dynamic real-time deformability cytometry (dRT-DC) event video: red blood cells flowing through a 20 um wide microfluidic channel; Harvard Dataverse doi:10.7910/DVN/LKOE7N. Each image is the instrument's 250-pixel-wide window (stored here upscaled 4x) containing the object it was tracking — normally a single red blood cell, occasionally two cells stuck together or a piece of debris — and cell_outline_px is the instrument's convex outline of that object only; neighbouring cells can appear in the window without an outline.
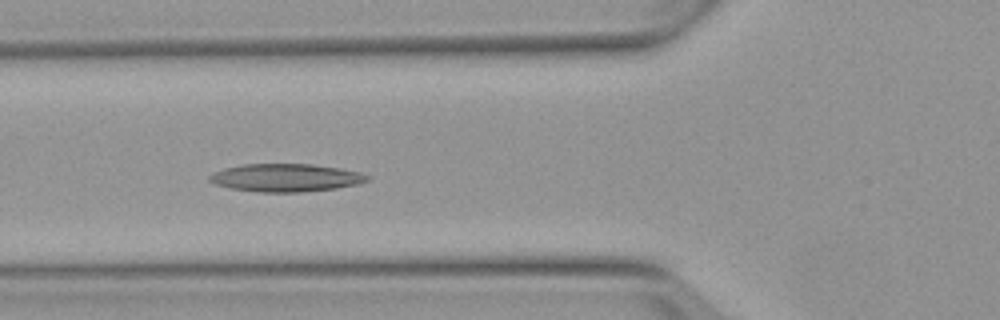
{"species": "Egyptian fruit bat (a non-hibernating species)", "species_latin": "Rousettus aegyptiacus", "temperature_condition": "warm", "stored_images_in_passage": 47, "camera_frame_rate_fps": 3000, "um_per_image_px": 0.085, "animal": {"sex": "female"}, "frame": {"image": 1, "passage_image": 18, "time_ms": 5.667, "image_size_px": [1000, 320], "cell_outline_px": [[372, 176], [368, 180], [360, 184], [336, 188], [300, 192], [256, 192], [232, 188], [212, 184], [208, 180], [208, 176], [212, 172], [224, 168], [244, 164], [312, 164], [340, 168], [360, 172]], "centroid_in_image_um": [24.28, 15.1], "position_along_channel_um": 101.5, "area_um2": 25.89}}
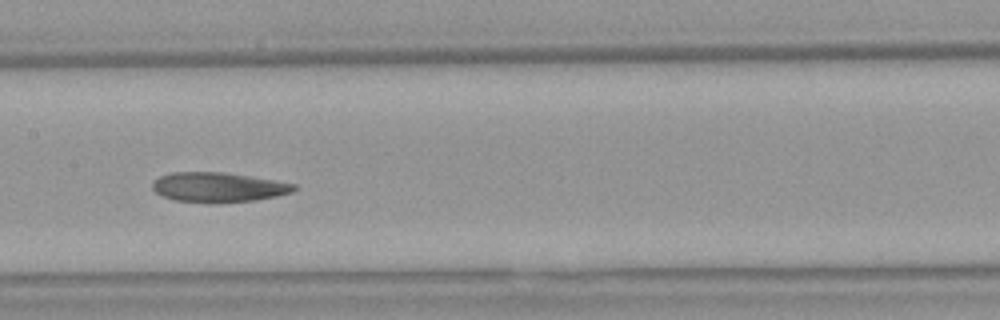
{"frame": {"image": 2, "passage_image": 25, "time_ms": 8.0, "image_size_px": [1000, 320], "cell_outline_px": [[296, 188], [292, 192], [276, 196], [256, 200], [212, 204], [176, 200], [160, 196], [152, 188], [152, 180], [160, 176], [172, 172], [224, 172], [276, 180], [296, 184]], "centroid_in_image_um": [18.53, 15.92], "position_along_channel_um": 188.9, "area_um2": 24.85}}
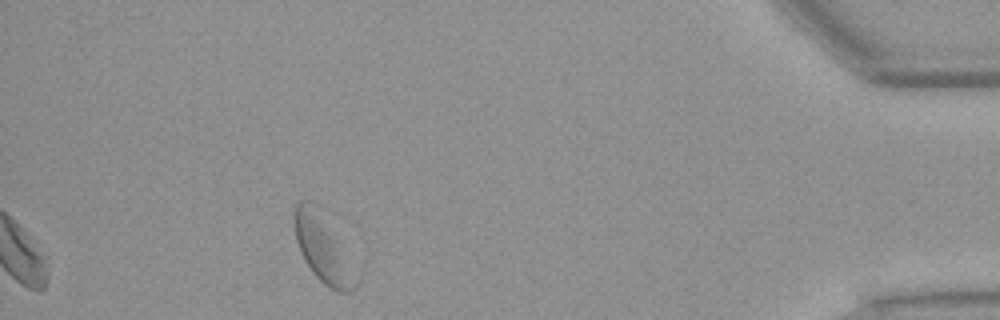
{"frame": {"image": 3, "passage_image": 47, "time_ms": 15.333, "image_size_px": [1000, 320], "cell_outline_px": [[360, 280], [356, 288], [352, 292], [336, 292], [324, 284], [312, 272], [300, 252], [296, 240], [296, 204], [300, 200], [312, 200], [320, 204], [360, 276]], "centroid_in_image_um": [27.54, 21.12], "position_along_channel_um": 407.7, "area_um2": 25.03}, "authors_computed_cell_mechanics": {"area_um2": 25.0274, "velocity_mm_per_s": 3.7528, "shape_relaxation_time_tau1_ms": null, "shape_relaxation_time_tau2_ms": 8.212, "deformation_change_tau1": null, "deformation_change_tau2": 0.1477}}